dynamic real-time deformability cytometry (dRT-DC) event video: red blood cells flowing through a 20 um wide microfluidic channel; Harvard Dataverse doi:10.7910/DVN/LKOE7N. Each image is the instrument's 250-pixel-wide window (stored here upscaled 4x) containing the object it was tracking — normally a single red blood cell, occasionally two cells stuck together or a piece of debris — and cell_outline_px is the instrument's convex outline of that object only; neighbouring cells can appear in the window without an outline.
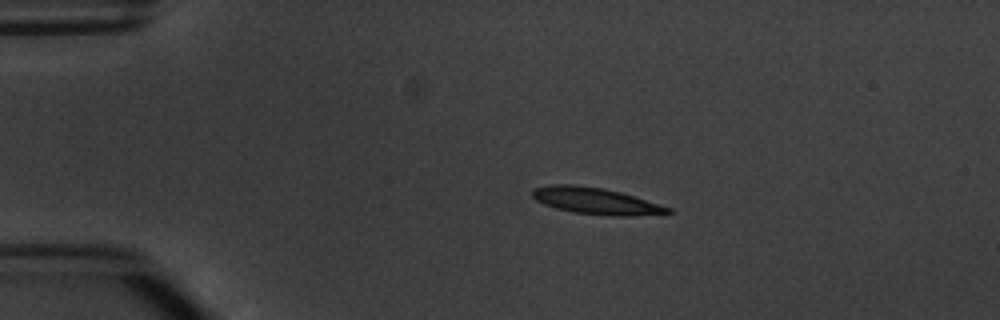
{"species": "common noctule bat (a hibernating species)", "species_latin": "Nyctalus noctula", "temperature_condition": "warm", "stored_images_in_passage": 4, "camera_frame_rate_fps": 3000, "um_per_image_px": 0.085, "animal": {"sex": "male", "body_mass_g": 20.1, "forearm_length_mm": 53.5}, "frame": {"image": 1, "passage_image": 2, "time_ms": 2.0, "image_size_px": [1000, 320], "cell_outline_px": [[672, 212], [628, 216], [612, 216], [572, 212], [556, 208], [544, 204], [536, 200], [532, 196], [532, 192], [536, 188], [552, 184], [572, 184], [604, 188], [620, 192], [660, 204], [672, 208]], "centroid_in_image_um": [50.63, 17.08], "position_along_channel_um": 34.4, "area_um2": 20.75}}
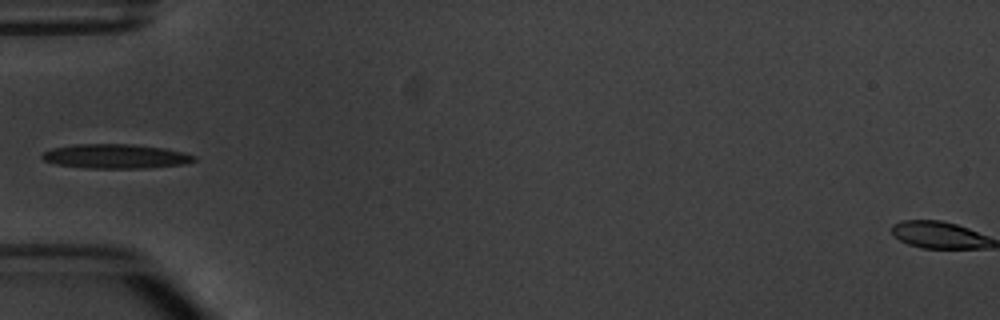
{"frame": {"image": 2, "passage_image": 4, "time_ms": 4.333, "image_size_px": [1000, 320], "cell_outline_px": [[196, 160], [184, 164], [144, 168], [88, 168], [56, 164], [44, 160], [40, 156], [44, 152], [52, 148], [76, 144], [132, 144], [164, 148], [184, 152], [196, 156]], "centroid_in_image_um": [9.84, 13.28], "position_along_channel_um": 75.2, "area_um2": 21.5}}